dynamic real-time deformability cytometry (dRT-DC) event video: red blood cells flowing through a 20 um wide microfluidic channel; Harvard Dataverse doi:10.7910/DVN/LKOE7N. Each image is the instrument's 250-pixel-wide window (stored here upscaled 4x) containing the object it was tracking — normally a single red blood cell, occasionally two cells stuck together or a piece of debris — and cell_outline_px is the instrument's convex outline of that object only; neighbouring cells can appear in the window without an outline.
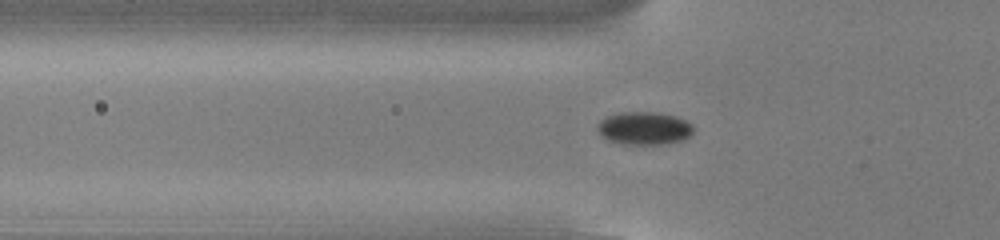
{"species": "common noctule bat (a hibernating species)", "species_latin": "Nyctalus noctula", "temperature_condition": "cold", "stored_images_in_passage": 51, "camera_frame_rate_fps": 3000, "um_per_image_px": 0.085, "animal": {"sex": "male", "body_mass_g": 13.0, "forearm_length_mm": 53.1}, "frame": {"image": 1, "passage_image": 15, "time_ms": 4.667, "image_size_px": [1000, 240], "cell_outline_px": [[692, 132], [684, 140], [660, 144], [620, 144], [608, 140], [600, 136], [596, 128], [596, 124], [604, 116], [620, 112], [656, 112], [676, 116], [692, 124]], "centroid_in_image_um": [54.68, 10.89], "position_along_channel_um": 71.1, "area_um2": 18.61}}
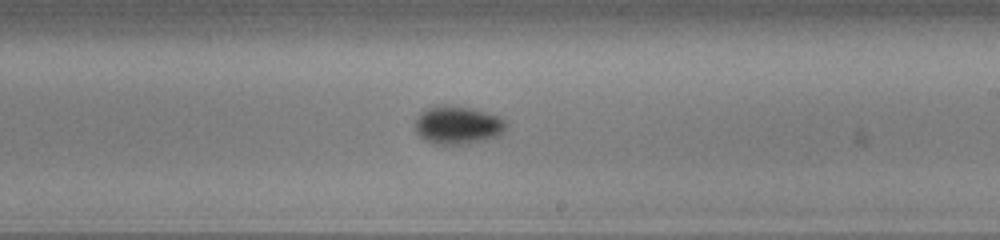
{"frame": {"image": 2, "passage_image": 29, "time_ms": 9.333, "image_size_px": [1000, 240], "cell_outline_px": [[508, 124], [504, 132], [500, 136], [488, 140], [468, 144], [432, 144], [424, 140], [416, 132], [416, 116], [424, 108], [444, 104], [472, 108], [500, 116]], "centroid_in_image_um": [38.93, 10.63], "position_along_channel_um": 250.1, "area_um2": 20.75}}
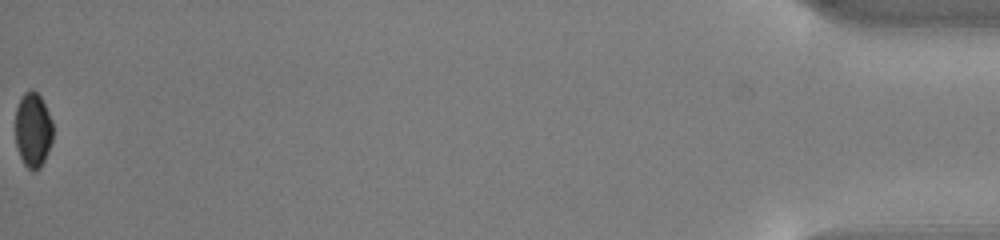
{"frame": {"image": 3, "passage_image": 51, "time_ms": 16.667, "image_size_px": [1000, 240], "cell_outline_px": [[52, 140], [44, 160], [40, 168], [32, 172], [24, 164], [20, 156], [16, 144], [16, 108], [20, 96], [24, 92], [32, 88], [40, 96], [52, 120]], "centroid_in_image_um": [2.79, 11.02], "position_along_channel_um": 432.4, "area_um2": 16.36}, "authors_computed_cell_mechanics": {"area_um2": 18.0336, "velocity_mm_per_s": 3.8471, "shape_relaxation_time_tau1_ms": 2.9734, "shape_relaxation_time_tau2_ms": null, "deformation_change_tau1": 0.0491, "deformation_change_tau2": null}}